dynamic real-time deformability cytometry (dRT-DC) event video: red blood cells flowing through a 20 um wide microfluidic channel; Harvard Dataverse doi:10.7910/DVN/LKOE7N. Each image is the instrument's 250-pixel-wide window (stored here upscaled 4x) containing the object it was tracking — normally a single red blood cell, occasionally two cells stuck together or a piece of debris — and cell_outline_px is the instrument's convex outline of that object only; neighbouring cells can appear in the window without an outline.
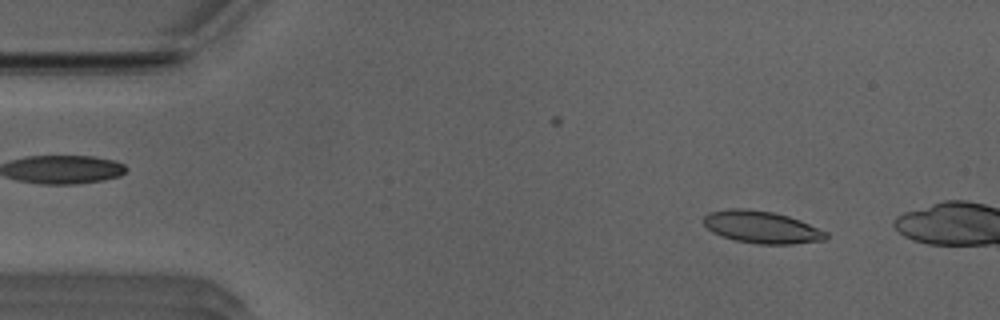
{"species": "Egyptian fruit bat (a non-hibernating species)", "species_latin": "Rousettus aegyptiacus", "temperature_condition": "room temperature", "stored_images_in_passage": 10, "camera_frame_rate_fps": 3000, "um_per_image_px": 0.085, "animal": {"sex": "male"}, "frame": {"image": 1, "passage_image": 5, "time_ms": 1.333, "image_size_px": [1000, 320], "cell_outline_px": [[828, 236], [824, 240], [792, 244], [756, 244], [736, 240], [720, 236], [712, 232], [704, 224], [704, 216], [708, 212], [728, 208], [744, 208], [772, 212], [788, 216], [800, 220], [828, 232]], "centroid_in_image_um": [64.73, 19.3], "position_along_channel_um": 20.3, "area_um2": 23.06}}